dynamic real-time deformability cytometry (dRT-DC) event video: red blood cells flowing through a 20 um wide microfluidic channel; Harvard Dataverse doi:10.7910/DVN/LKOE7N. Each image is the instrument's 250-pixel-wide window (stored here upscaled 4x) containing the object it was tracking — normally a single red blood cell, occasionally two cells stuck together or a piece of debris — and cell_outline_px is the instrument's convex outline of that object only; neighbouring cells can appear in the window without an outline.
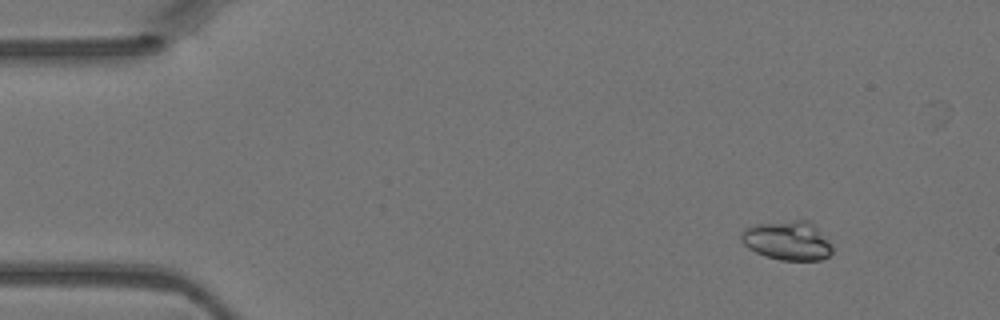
{"species": "Egyptian fruit bat (a non-hibernating species)", "species_latin": "Rousettus aegyptiacus", "temperature_condition": "warm", "stored_images_in_passage": 5, "camera_frame_rate_fps": 3000, "um_per_image_px": 0.085, "animal": {"sex": "female"}, "frame": {"image": 1, "passage_image": 1, "time_ms": 0.0, "image_size_px": [1000, 320], "cell_outline_px": [[832, 252], [828, 256], [820, 260], [780, 260], [764, 256], [748, 248], [740, 240], [740, 232], [744, 228], [756, 224], [792, 220], [812, 220], [816, 224], [832, 248]], "centroid_in_image_um": [66.91, 20.43], "position_along_channel_um": 18.1, "area_um2": 20.98}}
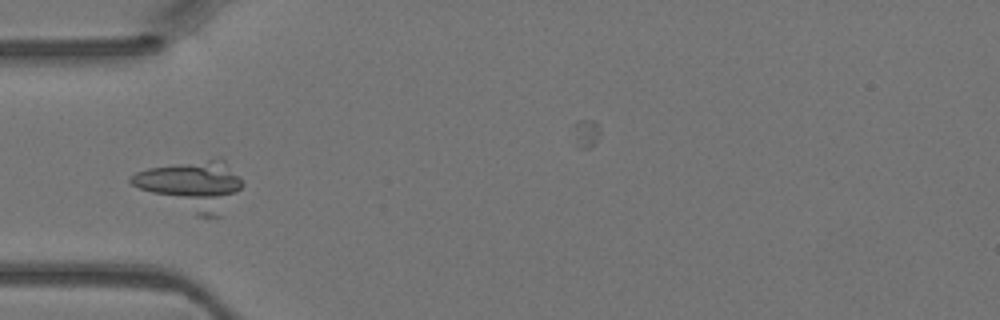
{"frame": {"image": 2, "passage_image": 4, "time_ms": 1.0, "image_size_px": [1000, 320], "cell_outline_px": [[244, 184], [220, 216], [200, 216], [140, 188], [132, 184], [128, 180], [128, 176], [136, 172], [148, 168], [220, 156], [224, 160]], "centroid_in_image_um": [16.35, 15.71], "position_along_channel_um": 68.7, "area_um2": 30.98}}